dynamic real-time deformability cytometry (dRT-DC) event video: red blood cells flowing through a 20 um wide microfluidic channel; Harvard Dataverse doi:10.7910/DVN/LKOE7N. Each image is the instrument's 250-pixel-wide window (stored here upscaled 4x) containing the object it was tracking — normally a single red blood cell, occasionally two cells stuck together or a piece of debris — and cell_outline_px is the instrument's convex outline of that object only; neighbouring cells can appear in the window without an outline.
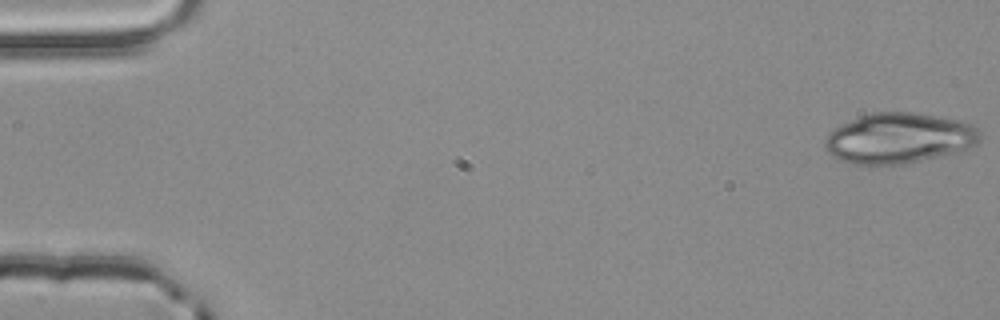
{"species": "common noctule bat (a hibernating species)", "species_latin": "Nyctalus noctula", "temperature_condition": "room temperature", "stored_images_in_passage": 54, "camera_frame_rate_fps": 3000, "um_per_image_px": 0.085, "animal": {"sex": "male", "body_mass_g": 20.4}, "frame": {"image": 1, "passage_image": 1, "time_ms": 0.0, "image_size_px": [1000, 320], "cell_outline_px": [[984, 136], [976, 144], [964, 148], [920, 160], [904, 164], [856, 164], [840, 160], [824, 144], [828, 136], [836, 128], [860, 116], [872, 112], [912, 112], [960, 120], [976, 124]], "centroid_in_image_um": [76.49, 11.72], "position_along_channel_um": 8.5, "area_um2": 44.68}}
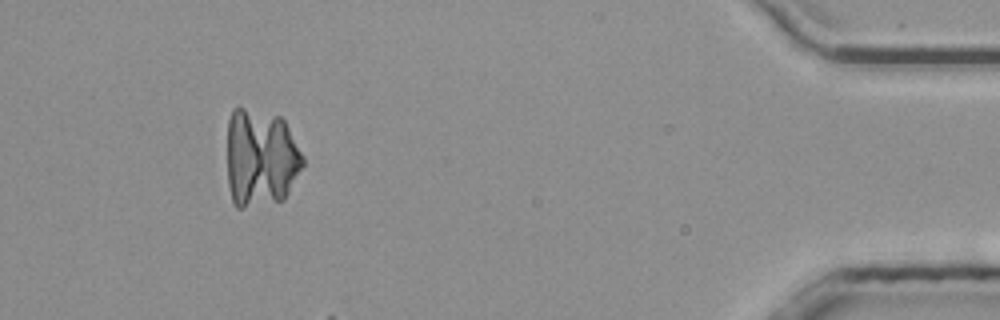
{"frame": {"image": 2, "passage_image": 50, "time_ms": 16.333, "image_size_px": [1000, 320], "cell_outline_px": [[304, 164], [284, 200], [244, 208], [236, 208], [232, 200], [228, 184], [228, 120], [232, 108], [240, 104], [280, 116], [284, 120], [304, 156]], "centroid_in_image_um": [22.15, 13.38], "position_along_channel_um": 413.0, "area_um2": 44.16}}